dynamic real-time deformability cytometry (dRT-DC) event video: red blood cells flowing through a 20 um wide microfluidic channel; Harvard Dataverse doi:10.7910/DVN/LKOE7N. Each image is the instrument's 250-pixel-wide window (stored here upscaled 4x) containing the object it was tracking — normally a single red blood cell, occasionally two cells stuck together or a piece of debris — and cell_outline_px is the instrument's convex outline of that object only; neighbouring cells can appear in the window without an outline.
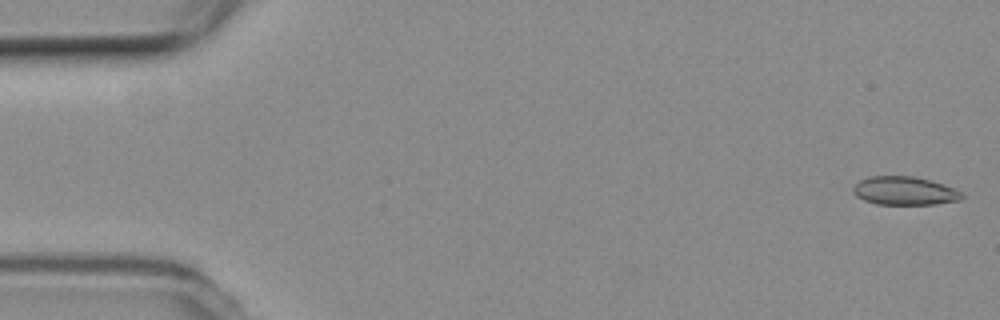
{"species": "common noctule bat (a hibernating species)", "species_latin": "Nyctalus noctula", "temperature_condition": "room temperature", "stored_images_in_passage": 55, "camera_frame_rate_fps": 3000, "um_per_image_px": 0.085, "animal": {"sex": "female", "body_mass_g": 19.3, "forearm_length_mm": 54.1}, "frame": {"image": 1, "passage_image": 1, "time_ms": 0.0, "image_size_px": [1000, 320], "cell_outline_px": [[964, 196], [960, 200], [936, 204], [876, 204], [864, 200], [856, 196], [852, 192], [852, 188], [860, 180], [868, 176], [916, 176], [952, 188], [960, 192]], "centroid_in_image_um": [76.83, 16.22], "position_along_channel_um": 8.2, "area_um2": 17.86}}
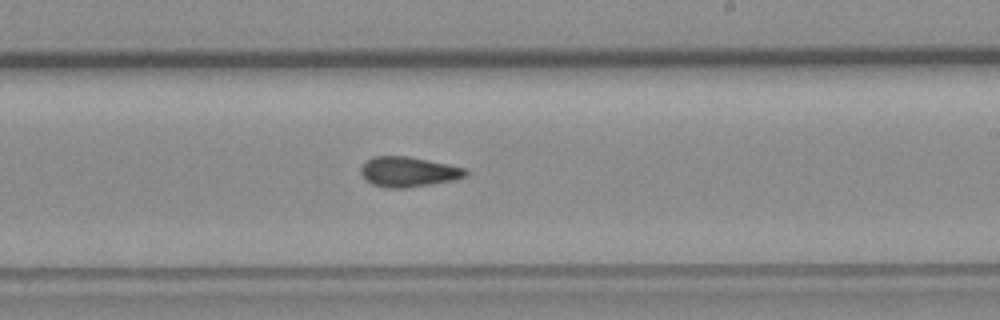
{"frame": {"image": 2, "passage_image": 32, "time_ms": 10.333, "image_size_px": [1000, 320], "cell_outline_px": [[468, 176], [452, 180], [432, 184], [404, 188], [388, 188], [372, 184], [360, 172], [360, 168], [372, 156], [408, 156], [468, 168]], "centroid_in_image_um": [34.75, 14.6], "position_along_channel_um": 254.2, "area_um2": 18.32}}
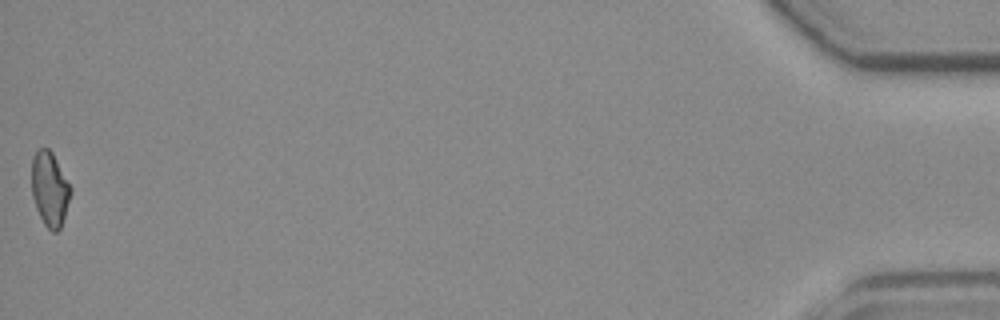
{"frame": {"image": 3, "passage_image": 55, "time_ms": 18.0, "image_size_px": [1000, 320], "cell_outline_px": [[72, 192], [60, 228], [56, 232], [52, 232], [44, 224], [36, 208], [32, 196], [32, 156], [36, 148], [48, 148], [52, 152], [72, 188]], "centroid_in_image_um": [4.22, 16.04], "position_along_channel_um": 431.0, "area_um2": 16.94}, "authors_computed_cell_mechanics": {"area_um2": 17.9758, "velocity_mm_per_s": 3.6907, "shape_relaxation_time_tau1_ms": null, "shape_relaxation_time_tau2_ms": 2.2705, "deformation_change_tau1": null, "deformation_change_tau2": 0.0603}}